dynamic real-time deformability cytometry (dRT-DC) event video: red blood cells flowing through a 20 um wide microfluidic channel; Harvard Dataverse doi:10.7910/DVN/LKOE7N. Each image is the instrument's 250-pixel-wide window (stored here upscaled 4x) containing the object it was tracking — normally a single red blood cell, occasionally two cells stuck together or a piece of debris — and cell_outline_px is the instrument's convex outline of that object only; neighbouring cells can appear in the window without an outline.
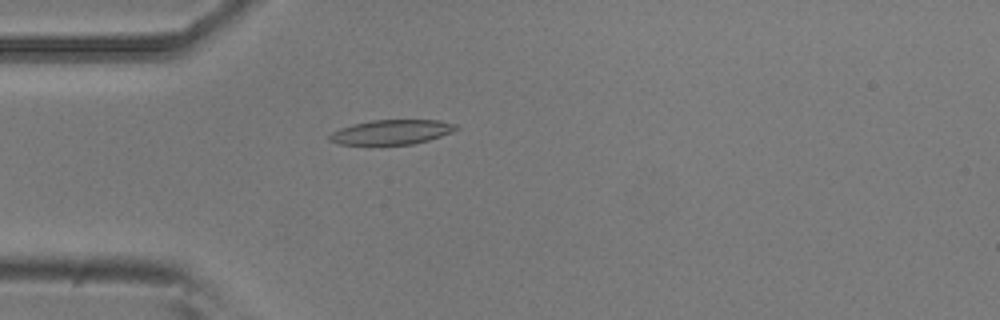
{"species": "common noctule bat (a hibernating species)", "species_latin": "Nyctalus noctula", "temperature_condition": "room temperature", "stored_images_in_passage": 50, "camera_frame_rate_fps": 3000, "um_per_image_px": 0.085, "animal": {"sex": "male", "body_mass_g": 20.5, "forearm_length_mm": 52.5}, "frame": {"image": 1, "passage_image": 11, "time_ms": 3.333, "image_size_px": [1000, 320], "cell_outline_px": [[460, 128], [452, 132], [428, 140], [412, 144], [336, 144], [328, 140], [328, 136], [332, 132], [340, 128], [352, 124], [372, 120], [440, 120], [456, 124]], "centroid_in_image_um": [33.28, 11.22], "position_along_channel_um": 51.7, "area_um2": 18.15}}
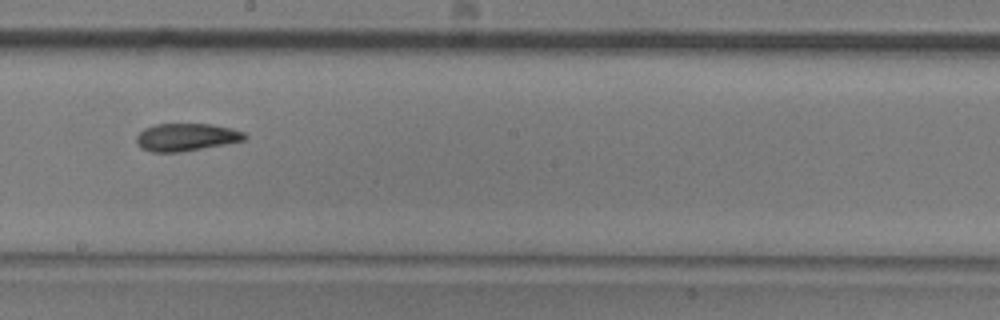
{"frame": {"image": 2, "passage_image": 26, "time_ms": 8.333, "image_size_px": [1000, 320], "cell_outline_px": [[248, 140], [180, 152], [152, 152], [140, 148], [136, 144], [136, 136], [144, 128], [152, 124], [212, 124], [232, 128], [244, 132], [248, 136]], "centroid_in_image_um": [15.84, 11.65], "position_along_channel_um": 232.4, "area_um2": 17.69}}
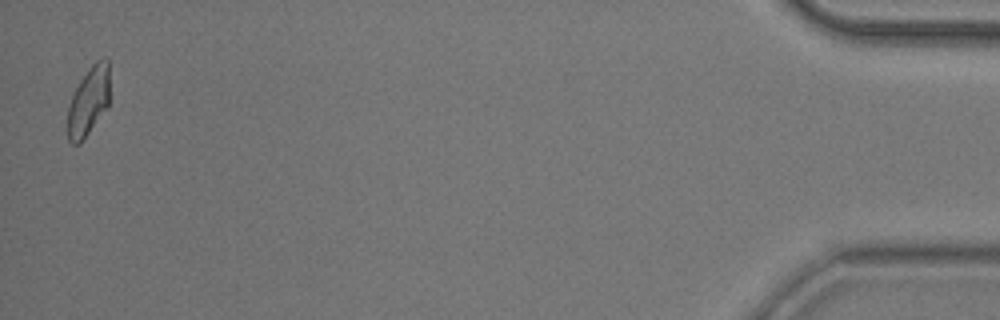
{"frame": {"image": 3, "passage_image": 49, "time_ms": 16.0, "image_size_px": [1000, 320], "cell_outline_px": [[108, 104], [80, 144], [72, 144], [68, 140], [68, 108], [72, 96], [80, 80], [88, 68], [96, 60], [108, 60]], "centroid_in_image_um": [7.5, 8.61], "position_along_channel_um": 427.7, "area_um2": 16.3}, "authors_computed_cell_mechanics": {"area_um2": 17.8024, "velocity_mm_per_s": 3.7619, "shape_relaxation_time_tau1_ms": null, "shape_relaxation_time_tau2_ms": 3.9231, "deformation_change_tau1": null, "deformation_change_tau2": 0.1037}}